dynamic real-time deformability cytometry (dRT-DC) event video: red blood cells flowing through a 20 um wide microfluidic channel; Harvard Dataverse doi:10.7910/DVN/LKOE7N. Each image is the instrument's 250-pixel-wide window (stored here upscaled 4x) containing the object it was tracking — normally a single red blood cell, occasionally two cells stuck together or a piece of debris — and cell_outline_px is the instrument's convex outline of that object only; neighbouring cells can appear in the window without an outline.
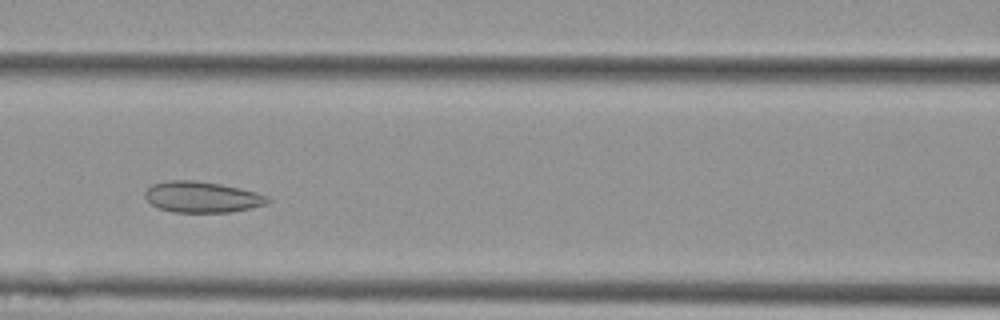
{"species": "Egyptian fruit bat (a non-hibernating species)", "species_latin": "Rousettus aegyptiacus", "temperature_condition": "cold", "stored_images_in_passage": 7, "camera_frame_rate_fps": 3000, "um_per_image_px": 0.085, "animal": {"sex": "female"}, "frame": {"image": 1, "passage_image": 3, "time_ms": 0.667, "image_size_px": [1000, 320], "cell_outline_px": [[272, 200], [268, 204], [252, 208], [232, 212], [172, 212], [156, 208], [144, 196], [144, 192], [152, 184], [168, 180], [192, 180], [220, 184], [240, 188], [256, 192], [268, 196]], "centroid_in_image_um": [17.19, 16.75], "position_along_channel_um": 149.4, "area_um2": 22.37}}
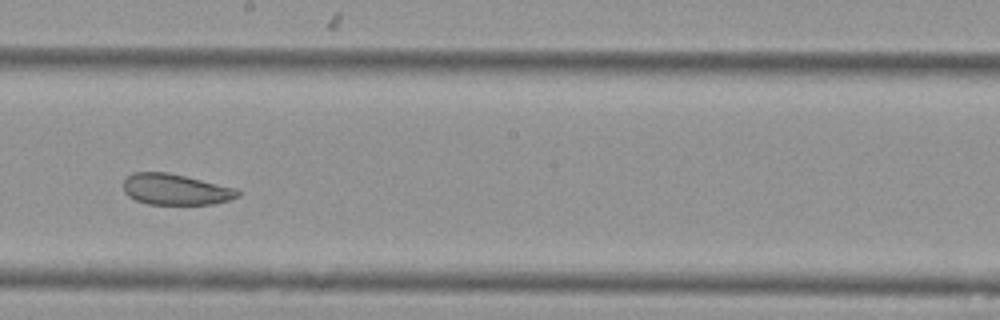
{"frame": {"image": 2, "passage_image": 5, "time_ms": 1.333, "image_size_px": [1000, 320], "cell_outline_px": [[240, 196], [228, 200], [212, 204], [148, 204], [136, 200], [128, 196], [124, 192], [124, 180], [132, 172], [168, 172], [236, 188], [240, 192]], "centroid_in_image_um": [14.91, 16.1], "position_along_channel_um": 233.3, "area_um2": 20.58}}
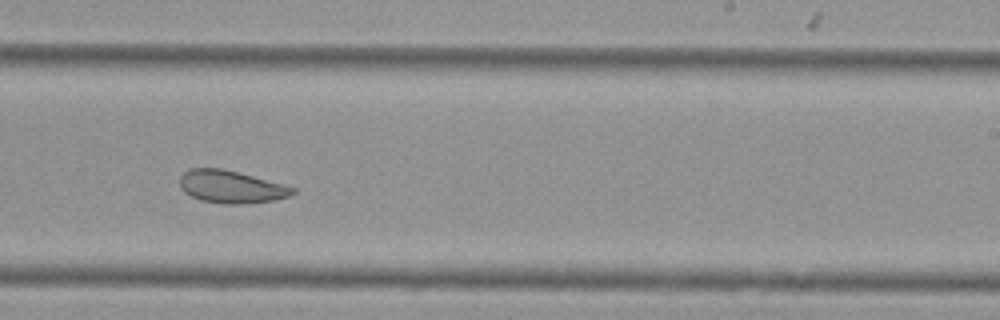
{"frame": {"image": 3, "passage_image": 6, "time_ms": 1.667, "image_size_px": [1000, 320], "cell_outline_px": [[296, 192], [288, 196], [276, 200], [236, 204], [224, 204], [200, 200], [184, 192], [180, 188], [180, 176], [188, 168], [220, 168], [284, 184], [296, 188]], "centroid_in_image_um": [19.62, 15.88], "position_along_channel_um": 269.4, "area_um2": 21.33}}